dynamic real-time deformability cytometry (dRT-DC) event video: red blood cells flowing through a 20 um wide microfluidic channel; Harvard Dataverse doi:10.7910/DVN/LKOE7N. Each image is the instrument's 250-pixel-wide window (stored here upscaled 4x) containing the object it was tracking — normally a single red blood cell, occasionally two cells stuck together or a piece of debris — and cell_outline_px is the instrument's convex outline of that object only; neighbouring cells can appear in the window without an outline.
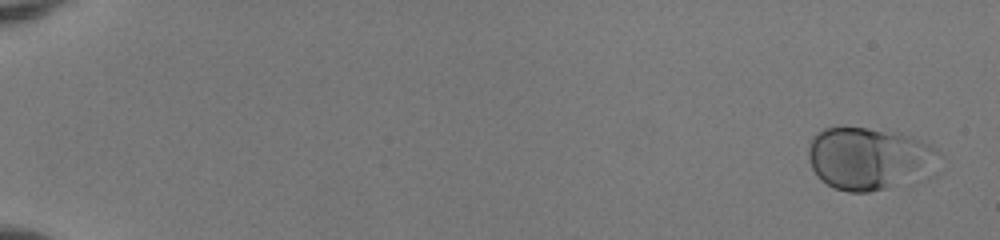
{"species": "human", "species_latin": "Homo sapiens", "temperature_condition": "room temperature", "stored_images_in_passage": 54, "camera_frame_rate_fps": 3000, "um_per_image_px": 0.085, "donor": {"sex": "female"}, "frame": {"image": 1, "passage_image": 3, "time_ms": 0.667, "image_size_px": [1000, 240], "cell_outline_px": [[936, 176], [916, 184], [868, 192], [848, 192], [836, 188], [820, 180], [816, 176], [812, 168], [808, 156], [808, 148], [812, 136], [816, 132], [824, 128], [868, 128], [900, 132], [912, 136], [932, 144], [936, 148]], "centroid_in_image_um": [73.98, 13.51], "position_along_channel_um": 11.0, "area_um2": 49.19}}
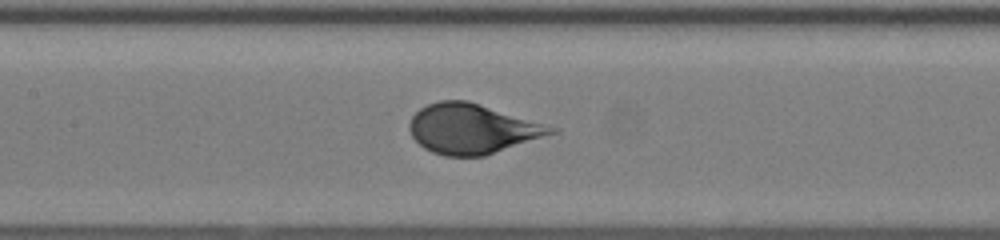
{"frame": {"image": 2, "passage_image": 29, "time_ms": 9.333, "image_size_px": [1000, 240], "cell_outline_px": [[560, 128], [556, 132], [484, 156], [444, 156], [432, 152], [424, 148], [412, 136], [408, 128], [408, 124], [412, 116], [420, 108], [428, 104], [440, 100], [468, 100]], "centroid_in_image_um": [40.11, 10.94], "position_along_channel_um": 167.3, "area_um2": 40.98}}
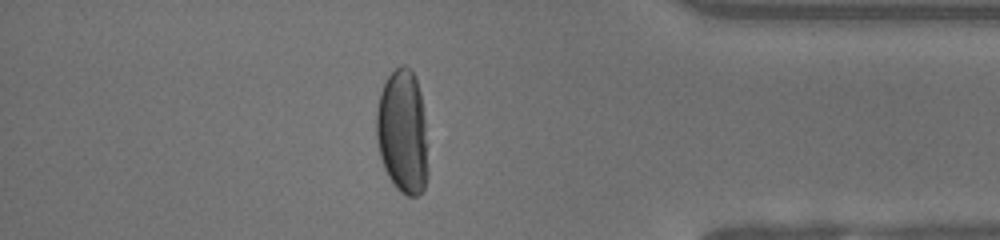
{"frame": {"image": 3, "passage_image": 48, "time_ms": 15.667, "image_size_px": [1000, 240], "cell_outline_px": [[428, 176], [424, 188], [416, 196], [408, 196], [400, 192], [396, 188], [388, 176], [384, 168], [380, 156], [376, 136], [376, 112], [380, 92], [388, 76], [400, 64], [404, 64], [412, 72], [416, 80], [420, 92], [424, 120], [428, 168]], "centroid_in_image_um": [34.21, 11.23], "position_along_channel_um": 401.0, "area_um2": 37.22}}